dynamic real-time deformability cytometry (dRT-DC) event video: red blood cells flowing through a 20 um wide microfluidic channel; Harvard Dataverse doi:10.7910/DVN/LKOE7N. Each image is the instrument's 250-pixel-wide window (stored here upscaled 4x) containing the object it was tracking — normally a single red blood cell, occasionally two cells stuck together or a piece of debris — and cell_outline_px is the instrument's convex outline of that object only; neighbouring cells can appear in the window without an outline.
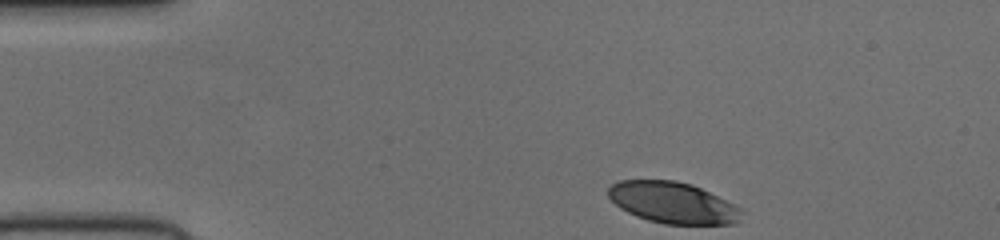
{"species": "human", "species_latin": "Homo sapiens", "temperature_condition": "cold", "stored_images_in_passage": 35, "camera_frame_rate_fps": 3000, "um_per_image_px": 0.085, "donor": {"sex": "female"}, "frame": {"image": 1, "passage_image": 1, "time_ms": 0.0, "image_size_px": [1000, 240], "cell_outline_px": [[736, 220], [732, 224], [664, 224], [648, 220], [636, 216], [620, 208], [608, 196], [608, 188], [612, 184], [620, 180], [676, 180], [692, 184], [732, 204], [736, 208]], "centroid_in_image_um": [57.06, 17.21], "position_along_channel_um": 27.9, "area_um2": 31.27}}
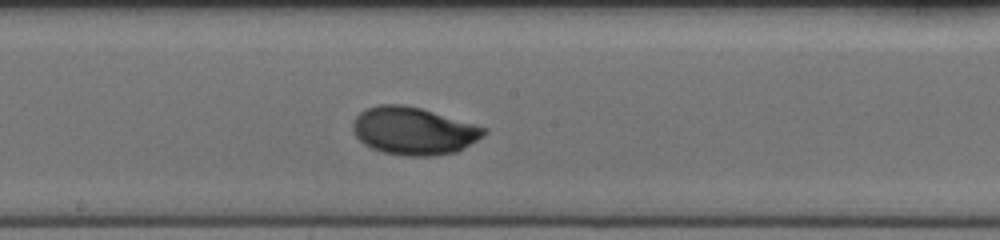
{"frame": {"image": 2, "passage_image": 20, "time_ms": 6.333, "image_size_px": [1000, 240], "cell_outline_px": [[488, 132], [484, 136], [464, 148], [456, 152], [436, 156], [404, 156], [384, 152], [372, 148], [364, 144], [356, 136], [352, 128], [352, 124], [356, 116], [364, 108], [380, 104], [404, 104], [420, 108], [488, 128]], "centroid_in_image_um": [35.16, 11.13], "position_along_channel_um": 213.0, "area_um2": 36.53}}
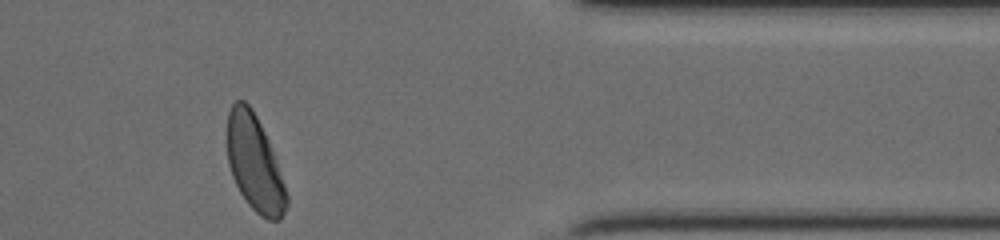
{"frame": {"image": 3, "passage_image": 35, "time_ms": 11.333, "image_size_px": [1000, 240], "cell_outline_px": [[288, 204], [280, 220], [268, 220], [260, 216], [248, 204], [240, 192], [232, 176], [228, 164], [228, 112], [232, 104], [236, 100], [244, 100], [252, 108], [268, 140], [284, 184], [288, 196]], "centroid_in_image_um": [21.64, 13.9], "position_along_channel_um": 389.8, "area_um2": 32.71}}